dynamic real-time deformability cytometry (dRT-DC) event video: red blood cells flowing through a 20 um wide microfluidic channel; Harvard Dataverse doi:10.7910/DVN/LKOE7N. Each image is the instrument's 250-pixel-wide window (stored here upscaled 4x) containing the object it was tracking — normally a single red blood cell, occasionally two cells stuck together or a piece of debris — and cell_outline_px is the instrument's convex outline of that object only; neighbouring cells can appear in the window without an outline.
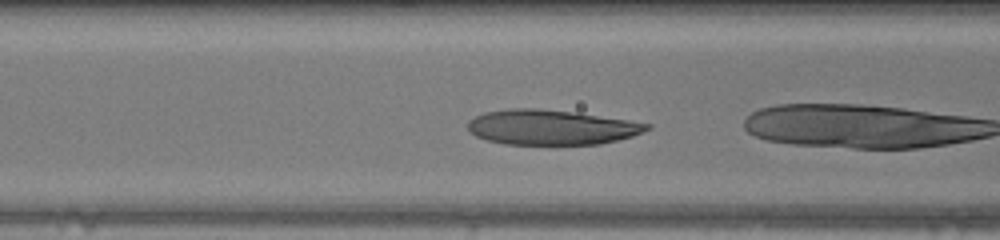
{"species": "human", "species_latin": "Homo sapiens", "temperature_condition": "warm", "stored_images_in_passage": 41, "camera_frame_rate_fps": 3000, "um_per_image_px": 0.085, "donor": {"sex": "female"}, "frame": {"image": 1, "passage_image": 10, "time_ms": 3.0, "image_size_px": [1000, 240], "cell_outline_px": [[652, 128], [632, 136], [600, 144], [504, 144], [488, 140], [476, 136], [468, 132], [468, 120], [484, 112], [508, 108], [536, 108], [576, 112], [628, 120], [652, 124]], "centroid_in_image_um": [46.84, 10.81], "position_along_channel_um": 119.8, "area_um2": 36.59}}
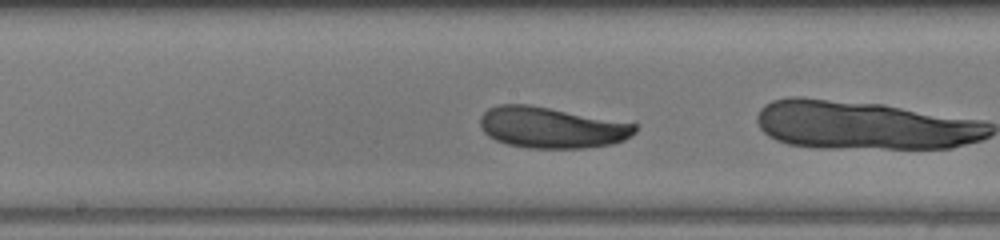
{"frame": {"image": 2, "passage_image": 16, "time_ms": 5.0, "image_size_px": [1000, 240], "cell_outline_px": [[636, 132], [624, 140], [612, 144], [580, 148], [528, 148], [508, 144], [496, 140], [488, 136], [484, 132], [480, 124], [480, 116], [488, 108], [500, 104], [528, 104], [636, 124]], "centroid_in_image_um": [46.84, 10.84], "position_along_channel_um": 201.4, "area_um2": 36.76}}
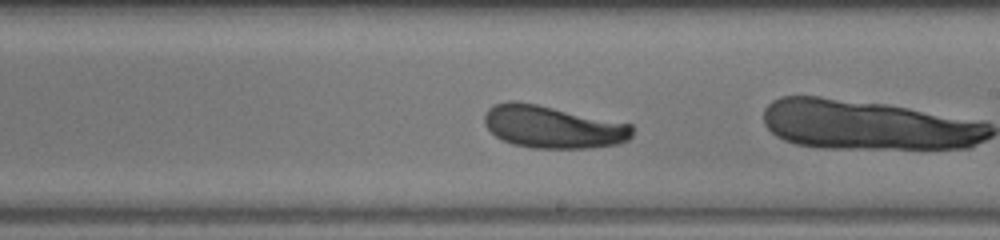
{"frame": {"image": 3, "passage_image": 19, "time_ms": 6.0, "image_size_px": [1000, 240], "cell_outline_px": [[632, 136], [628, 140], [620, 144], [588, 148], [532, 148], [512, 144], [496, 136], [484, 124], [484, 112], [488, 108], [496, 104], [508, 100], [512, 100], [536, 104], [632, 124]], "centroid_in_image_um": [46.97, 10.79], "position_along_channel_um": 242.0, "area_um2": 36.59}, "authors_computed_cell_mechanics": {"area_um2": 37.2232, "velocity_mm_per_s": 4.0882, "shape_relaxation_time_tau1_ms": 1.5623, "shape_relaxation_time_tau2_ms": null, "deformation_change_tau1": 0.1262, "deformation_change_tau2": null}}